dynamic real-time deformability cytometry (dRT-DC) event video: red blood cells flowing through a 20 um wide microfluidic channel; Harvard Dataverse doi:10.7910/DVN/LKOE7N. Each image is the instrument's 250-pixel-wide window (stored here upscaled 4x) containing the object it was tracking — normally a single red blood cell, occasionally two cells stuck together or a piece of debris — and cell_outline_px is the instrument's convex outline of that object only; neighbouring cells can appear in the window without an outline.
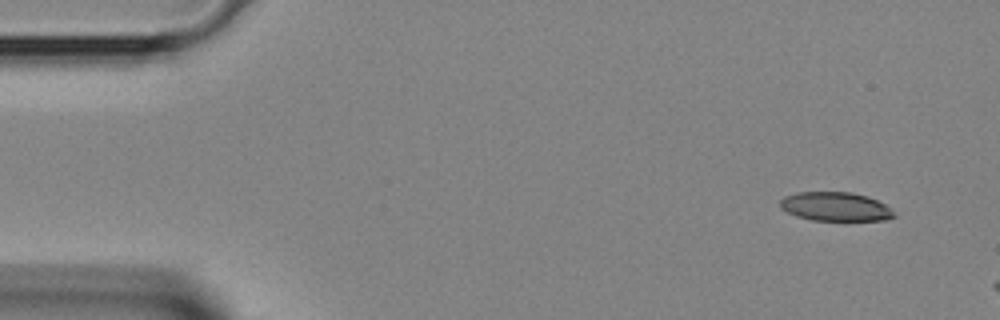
{"species": "Egyptian fruit bat (a non-hibernating species)", "species_latin": "Rousettus aegyptiacus", "temperature_condition": "room temperature", "stored_images_in_passage": 2, "camera_frame_rate_fps": 3000, "um_per_image_px": 0.085, "animal": {"sex": "female"}, "frame": {"image": 1, "passage_image": 1, "time_ms": 0.0, "image_size_px": [1000, 320], "cell_outline_px": [[896, 216], [888, 220], [812, 220], [796, 216], [780, 208], [780, 200], [784, 196], [796, 192], [852, 192], [868, 196], [884, 204]], "centroid_in_image_um": [70.98, 17.55], "position_along_channel_um": 14.0, "area_um2": 19.13}}